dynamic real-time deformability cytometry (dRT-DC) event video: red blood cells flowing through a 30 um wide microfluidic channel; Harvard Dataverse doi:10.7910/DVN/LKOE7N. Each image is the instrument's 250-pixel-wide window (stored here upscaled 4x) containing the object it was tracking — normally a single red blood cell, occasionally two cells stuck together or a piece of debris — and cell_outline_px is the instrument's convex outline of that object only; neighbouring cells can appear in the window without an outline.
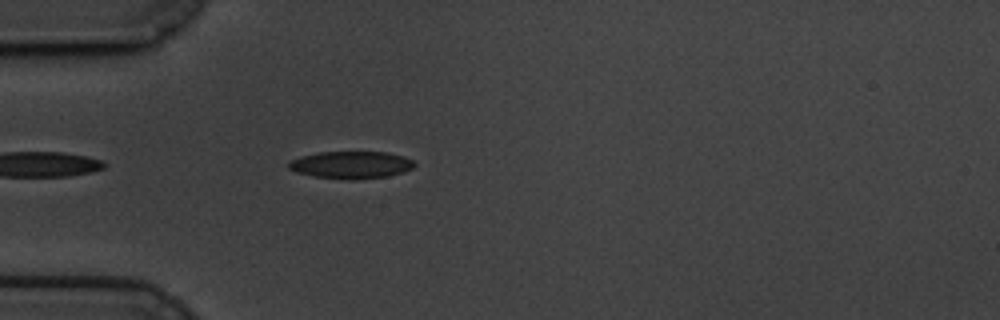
{"species": "common noctule bat (a hibernating species)", "species_latin": "Nyctalus noctula", "temperature_condition": "cold", "stored_images_in_passage": 17, "camera_frame_rate_fps": 3000, "um_per_image_px": 0.085, "animal": {"sex": "male", "body_mass_g": 19.5, "forearm_length_mm": 54.6}, "frame": {"image": 1, "passage_image": 2, "time_ms": 0.333, "image_size_px": [1000, 320], "cell_outline_px": [[416, 164], [412, 168], [404, 172], [388, 176], [352, 180], [348, 180], [316, 176], [296, 172], [288, 168], [288, 164], [292, 160], [300, 156], [320, 152], [388, 152], [404, 156], [412, 160]], "centroid_in_image_um": [29.87, 14.01], "position_along_channel_um": 55.1, "area_um2": 20.0}}
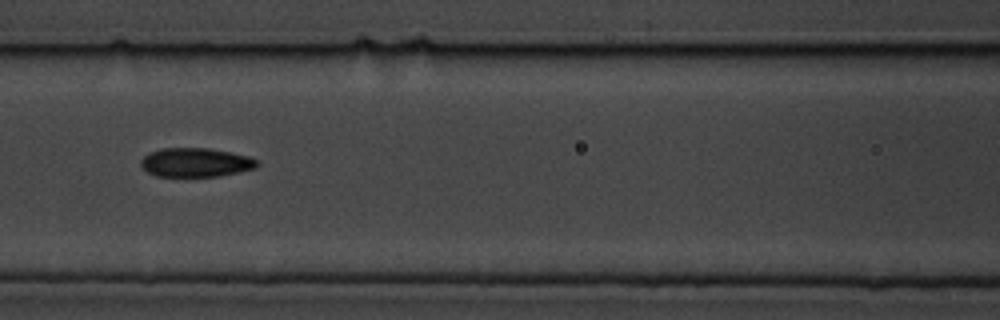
{"frame": {"image": 2, "passage_image": 11, "time_ms": 3.333, "image_size_px": [1000, 320], "cell_outline_px": [[260, 164], [256, 168], [220, 176], [156, 176], [148, 172], [140, 164], [140, 160], [148, 152], [164, 148], [208, 148], [232, 152], [248, 156], [256, 160]], "centroid_in_image_um": [16.64, 13.8], "position_along_channel_um": 150.0, "area_um2": 19.65}}
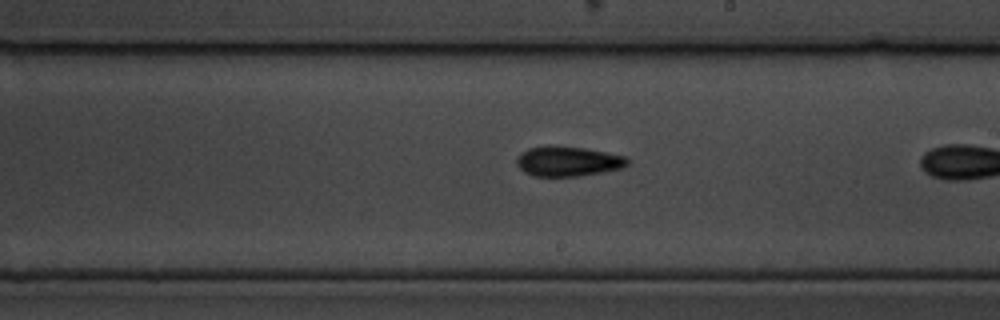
{"frame": {"image": 3, "passage_image": 16, "time_ms": 5.0, "image_size_px": [1000, 320], "cell_outline_px": [[632, 160], [624, 168], [580, 176], [532, 176], [524, 172], [516, 164], [516, 156], [520, 152], [528, 148], [548, 144], [552, 144], [584, 148], [624, 156]], "centroid_in_image_um": [48.24, 13.69], "position_along_channel_um": 240.8, "area_um2": 19.77}}